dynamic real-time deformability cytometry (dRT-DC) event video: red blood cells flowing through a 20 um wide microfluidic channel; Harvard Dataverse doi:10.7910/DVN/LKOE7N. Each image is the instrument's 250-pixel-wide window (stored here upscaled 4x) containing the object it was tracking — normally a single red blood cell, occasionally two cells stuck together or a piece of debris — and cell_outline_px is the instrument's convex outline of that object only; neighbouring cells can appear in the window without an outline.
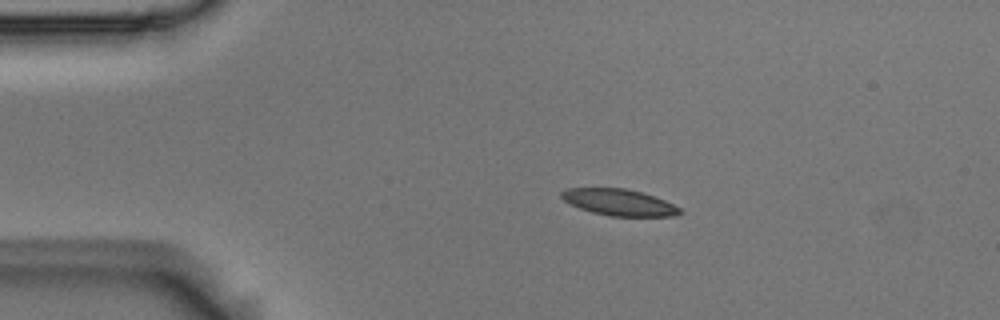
{"species": "Egyptian fruit bat (a non-hibernating species)", "species_latin": "Rousettus aegyptiacus", "temperature_condition": "room temperature", "stored_images_in_passage": 3, "camera_frame_rate_fps": 3000, "um_per_image_px": 0.085, "animal": {"sex": "male"}, "frame": {"image": 1, "passage_image": 1, "time_ms": 0.0, "image_size_px": [1000, 320], "cell_outline_px": [[684, 212], [676, 216], [608, 216], [592, 212], [580, 208], [564, 200], [560, 196], [560, 192], [564, 188], [628, 188], [664, 200], [680, 208]], "centroid_in_image_um": [52.61, 17.2], "position_along_channel_um": 32.4, "area_um2": 18.21}}
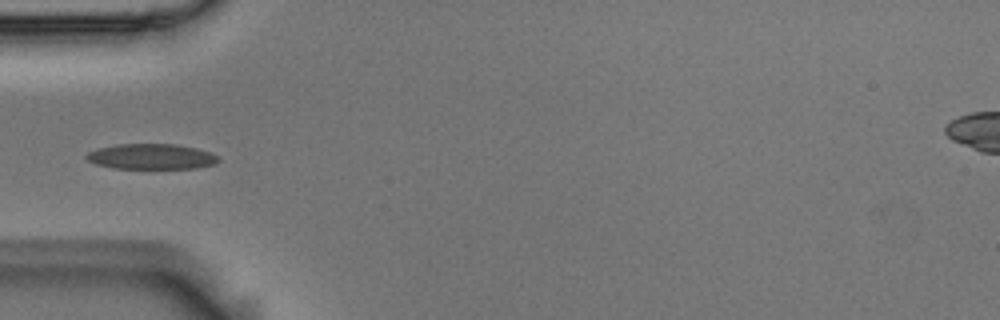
{"frame": {"image": 2, "passage_image": 3, "time_ms": 0.667, "image_size_px": [1000, 320], "cell_outline_px": [[220, 160], [216, 164], [196, 168], [112, 168], [96, 164], [88, 160], [84, 156], [88, 152], [96, 148], [116, 144], [176, 144], [196, 148], [212, 152]], "centroid_in_image_um": [12.86, 13.3], "position_along_channel_um": 72.1, "area_um2": 19.65}}